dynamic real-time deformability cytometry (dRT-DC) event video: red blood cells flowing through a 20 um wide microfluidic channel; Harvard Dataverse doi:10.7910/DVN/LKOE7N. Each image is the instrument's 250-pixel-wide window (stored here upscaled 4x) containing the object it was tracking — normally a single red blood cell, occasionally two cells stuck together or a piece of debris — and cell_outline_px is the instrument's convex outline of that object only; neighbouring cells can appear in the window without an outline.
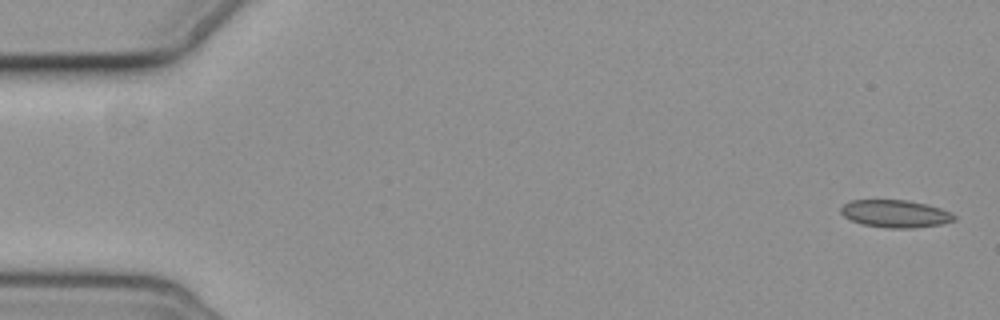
{"species": "common noctule bat (a hibernating species)", "species_latin": "Nyctalus noctula", "temperature_condition": "cold", "stored_images_in_passage": 4, "camera_frame_rate_fps": 3000, "um_per_image_px": 0.085, "animal": {"sex": "female", "body_mass_g": 19.3, "forearm_length_mm": 54.1}, "frame": {"image": 1, "passage_image": 1, "time_ms": 0.0, "image_size_px": [1000, 320], "cell_outline_px": [[956, 220], [940, 224], [912, 228], [892, 228], [864, 224], [852, 220], [844, 216], [840, 212], [840, 208], [844, 204], [852, 200], [908, 200], [940, 208], [952, 212], [956, 216]], "centroid_in_image_um": [76.12, 18.16], "position_along_channel_um": 8.9, "area_um2": 17.98}}
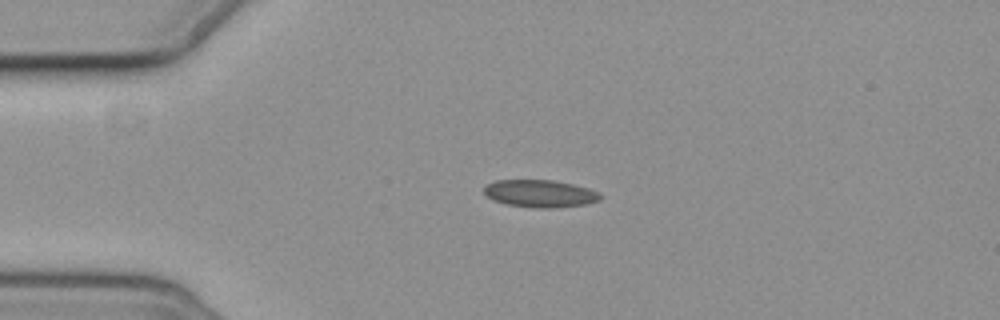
{"frame": {"image": 2, "passage_image": 4, "time_ms": 4.0, "image_size_px": [1000, 320], "cell_outline_px": [[600, 200], [584, 204], [552, 208], [536, 208], [508, 204], [492, 200], [484, 192], [484, 188], [488, 184], [496, 180], [552, 180], [572, 184], [588, 188], [596, 192], [600, 196]], "centroid_in_image_um": [45.87, 16.45], "position_along_channel_um": 39.1, "area_um2": 18.26}}